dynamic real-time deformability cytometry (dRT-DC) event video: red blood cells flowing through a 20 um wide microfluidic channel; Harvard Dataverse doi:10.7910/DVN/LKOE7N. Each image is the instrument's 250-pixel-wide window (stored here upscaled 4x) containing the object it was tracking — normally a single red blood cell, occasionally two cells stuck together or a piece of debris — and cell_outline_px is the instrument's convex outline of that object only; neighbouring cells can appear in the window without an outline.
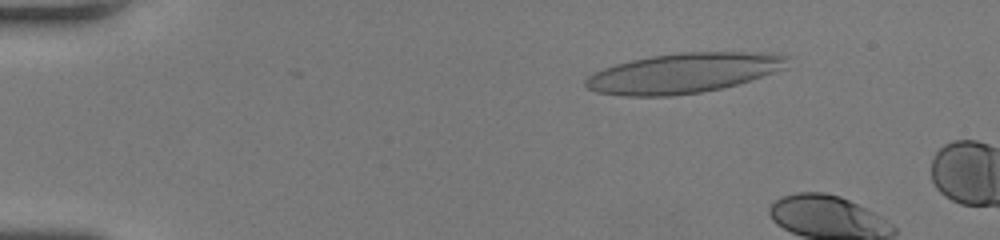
{"species": "human", "species_latin": "Homo sapiens", "temperature_condition": "room temperature", "stored_images_in_passage": 11, "camera_frame_rate_fps": 3000, "um_per_image_px": 0.085, "donor": {"sex": "female"}, "frame": {"image": 1, "passage_image": 8, "time_ms": 2.333, "image_size_px": [1000, 240], "cell_outline_px": [[788, 68], [736, 84], [720, 88], [700, 92], [672, 96], [624, 96], [596, 92], [588, 88], [584, 84], [584, 80], [592, 72], [616, 64], [632, 60], [652, 56], [680, 52], [768, 52], [788, 56]], "centroid_in_image_um": [58.1, 6.2], "position_along_channel_um": 26.9, "area_um2": 46.99}}